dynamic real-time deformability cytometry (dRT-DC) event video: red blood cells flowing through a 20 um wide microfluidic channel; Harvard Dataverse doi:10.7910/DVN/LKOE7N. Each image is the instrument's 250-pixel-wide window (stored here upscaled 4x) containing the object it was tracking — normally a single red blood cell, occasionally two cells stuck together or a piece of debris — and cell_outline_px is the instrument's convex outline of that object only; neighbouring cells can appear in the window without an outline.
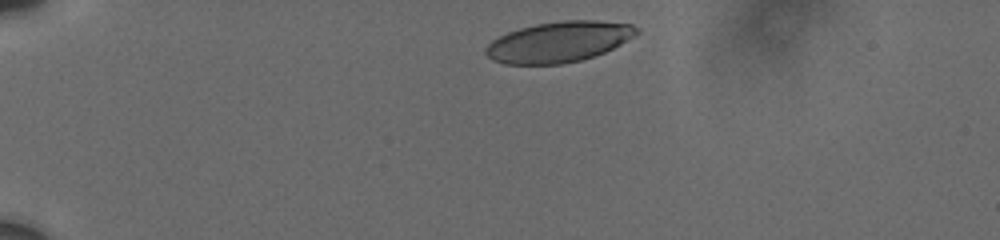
{"species": "human", "species_latin": "Homo sapiens", "temperature_condition": "cold", "stored_images_in_passage": 5, "camera_frame_rate_fps": 3000, "um_per_image_px": 0.085, "donor": {"sex": "male"}, "frame": {"image": 1, "passage_image": 1, "time_ms": 0.0, "image_size_px": [1000, 240], "cell_outline_px": [[640, 32], [620, 44], [604, 52], [580, 60], [560, 64], [504, 64], [492, 60], [484, 52], [484, 48], [492, 40], [508, 32], [520, 28], [536, 24], [564, 20], [596, 20], [632, 24], [640, 28]], "centroid_in_image_um": [47.49, 3.55], "position_along_channel_um": 37.5, "area_um2": 35.6}}
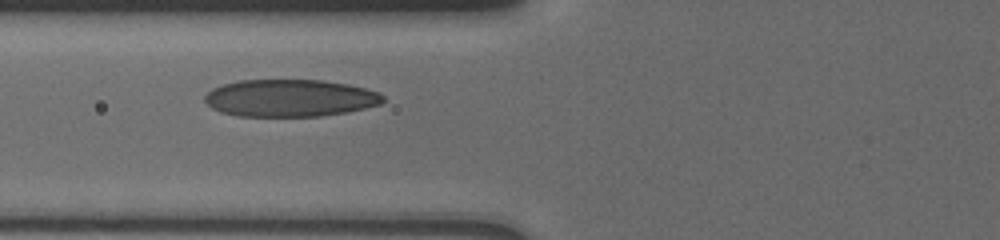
{"frame": {"image": 2, "passage_image": 4, "time_ms": 3.667, "image_size_px": [1000, 240], "cell_outline_px": [[384, 100], [380, 104], [364, 108], [344, 112], [320, 116], [236, 116], [220, 112], [212, 108], [204, 100], [204, 96], [212, 88], [224, 84], [240, 80], [320, 80], [348, 84], [380, 92], [384, 96]], "centroid_in_image_um": [24.63, 8.33], "position_along_channel_um": 101.2, "area_um2": 38.67}}
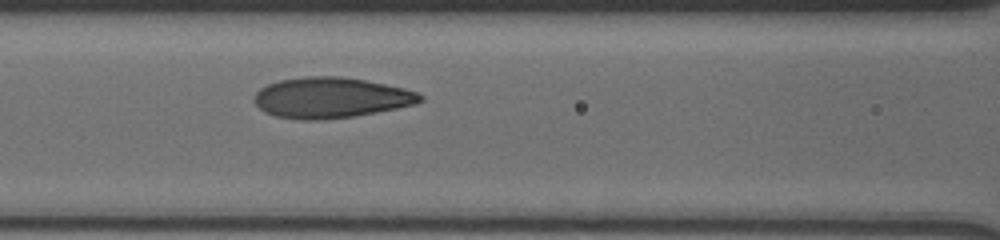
{"frame": {"image": 3, "passage_image": 5, "time_ms": 4.667, "image_size_px": [1000, 240], "cell_outline_px": [[424, 100], [416, 104], [376, 112], [352, 116], [320, 120], [304, 120], [276, 116], [264, 112], [252, 100], [256, 92], [260, 88], [268, 84], [280, 80], [304, 76], [340, 76], [364, 80], [404, 88], [416, 92], [424, 96]], "centroid_in_image_um": [28.11, 8.3], "position_along_channel_um": 138.5, "area_um2": 39.19}}